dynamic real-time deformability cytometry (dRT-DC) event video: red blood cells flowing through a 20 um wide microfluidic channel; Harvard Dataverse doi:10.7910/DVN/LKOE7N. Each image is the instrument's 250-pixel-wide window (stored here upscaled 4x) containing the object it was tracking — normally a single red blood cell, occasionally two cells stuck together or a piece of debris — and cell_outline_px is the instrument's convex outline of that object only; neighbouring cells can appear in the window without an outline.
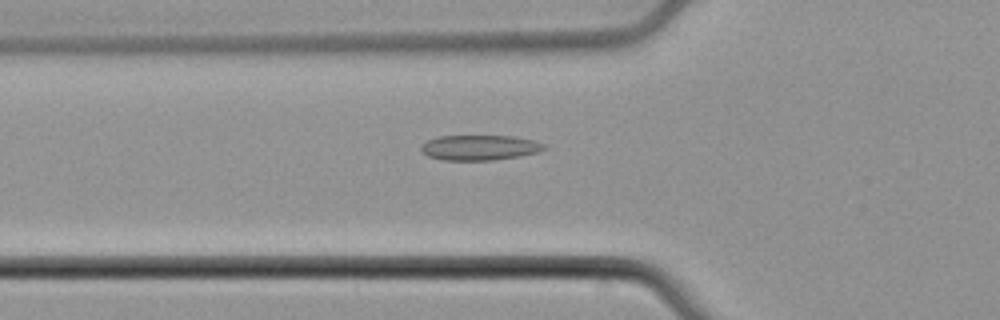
{"species": "common noctule bat (a hibernating species)", "species_latin": "Nyctalus noctula", "temperature_condition": "cold", "stored_images_in_passage": 34, "camera_frame_rate_fps": 3000, "um_per_image_px": 0.085, "animal": {"sex": "male", "body_mass_g": 21.5, "forearm_length_mm": 52.0}, "frame": {"image": 1, "passage_image": 2, "time_ms": 0.333, "image_size_px": [1000, 320], "cell_outline_px": [[548, 148], [536, 152], [520, 156], [492, 160], [444, 160], [428, 156], [420, 148], [428, 140], [440, 136], [512, 136], [532, 140], [544, 144]], "centroid_in_image_um": [40.79, 12.54], "position_along_channel_um": 85.0, "area_um2": 17.8}}
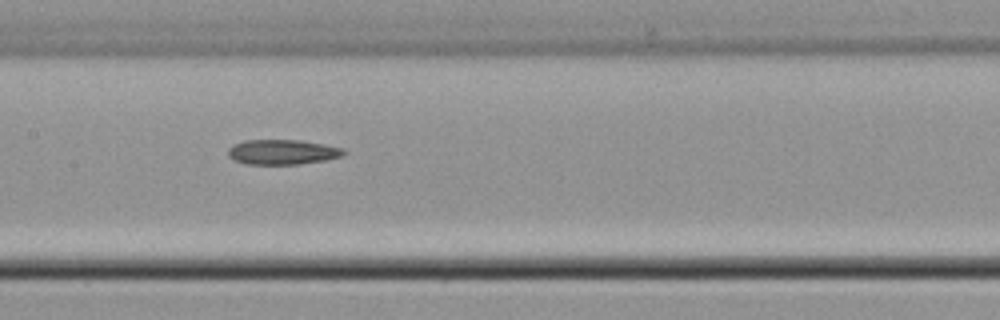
{"frame": {"image": 2, "passage_image": 9, "time_ms": 2.667, "image_size_px": [1000, 320], "cell_outline_px": [[348, 152], [344, 156], [324, 160], [300, 164], [244, 164], [232, 160], [228, 156], [228, 148], [232, 144], [244, 140], [300, 140], [324, 144], [344, 148]], "centroid_in_image_um": [24.0, 12.92], "position_along_channel_um": 183.4, "area_um2": 17.11}}
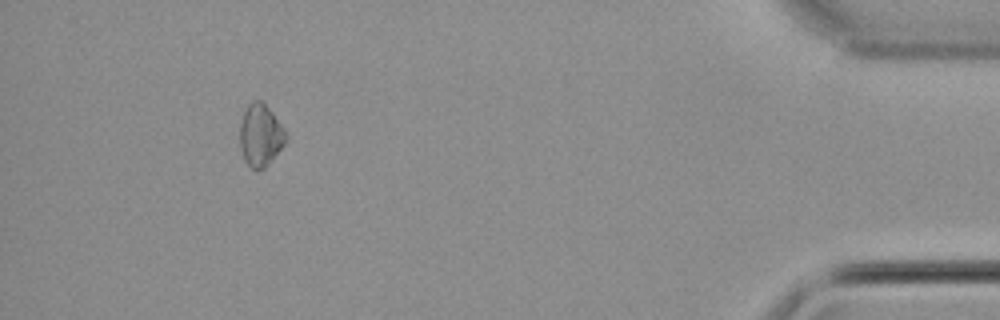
{"frame": {"image": 3, "passage_image": 30, "time_ms": 9.667, "image_size_px": [1000, 320], "cell_outline_px": [[288, 140], [268, 164], [264, 168], [256, 172], [244, 160], [240, 148], [240, 124], [244, 108], [252, 100], [260, 100], [272, 112], [284, 128], [288, 136]], "centroid_in_image_um": [22.14, 11.5], "position_along_channel_um": 413.1, "area_um2": 16.88}}